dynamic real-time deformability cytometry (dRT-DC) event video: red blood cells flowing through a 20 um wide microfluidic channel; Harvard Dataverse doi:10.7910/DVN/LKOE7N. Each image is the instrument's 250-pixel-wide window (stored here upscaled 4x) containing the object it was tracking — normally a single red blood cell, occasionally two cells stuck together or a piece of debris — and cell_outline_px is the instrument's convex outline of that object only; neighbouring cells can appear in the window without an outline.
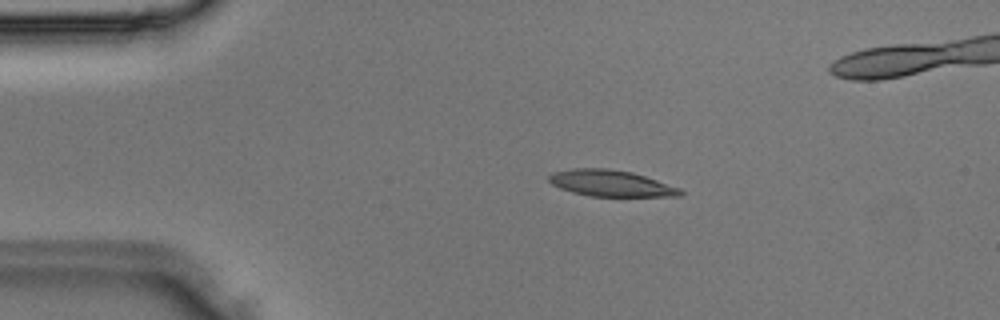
{"species": "Egyptian fruit bat (a non-hibernating species)", "species_latin": "Rousettus aegyptiacus", "temperature_condition": "room temperature", "stored_images_in_passage": 36, "camera_frame_rate_fps": 3000, "um_per_image_px": 0.085, "animal": {"sex": "male"}, "frame": {"image": 1, "passage_image": 6, "time_ms": 1.667, "image_size_px": [1000, 320], "cell_outline_px": [[684, 192], [680, 196], [588, 196], [572, 192], [560, 188], [552, 184], [548, 180], [548, 176], [552, 172], [572, 168], [608, 168], [632, 172], [680, 188]], "centroid_in_image_um": [51.89, 15.57], "position_along_channel_um": 33.1, "area_um2": 20.11}}
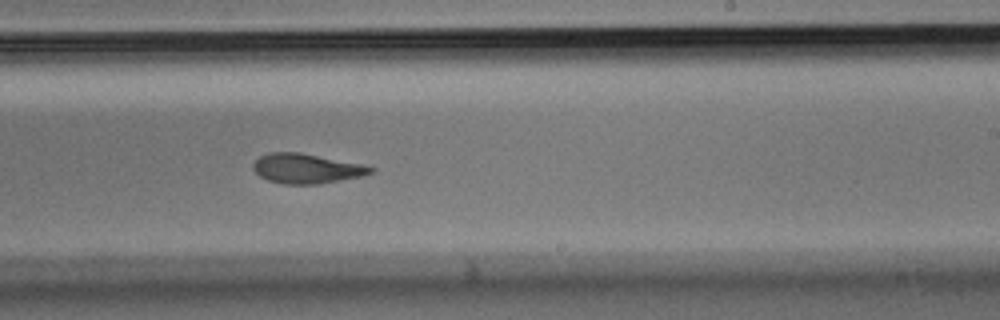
{"frame": {"image": 2, "passage_image": 21, "time_ms": 6.667, "image_size_px": [1000, 320], "cell_outline_px": [[376, 168], [372, 172], [360, 176], [316, 184], [284, 184], [268, 180], [260, 176], [252, 168], [252, 164], [260, 156], [268, 152], [300, 152], [360, 164]], "centroid_in_image_um": [25.99, 14.31], "position_along_channel_um": 263.0, "area_um2": 20.06}}
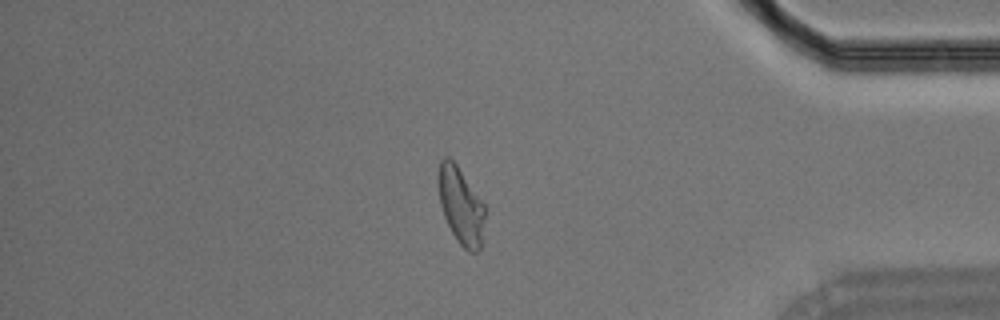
{"frame": {"image": 3, "passage_image": 30, "time_ms": 9.667, "image_size_px": [1000, 320], "cell_outline_px": [[484, 216], [480, 248], [476, 252], [468, 252], [456, 240], [444, 216], [440, 204], [436, 180], [440, 160], [444, 156], [448, 156], [456, 164], [484, 204]], "centroid_in_image_um": [39.12, 17.45], "position_along_channel_um": 396.1, "area_um2": 20.75}}